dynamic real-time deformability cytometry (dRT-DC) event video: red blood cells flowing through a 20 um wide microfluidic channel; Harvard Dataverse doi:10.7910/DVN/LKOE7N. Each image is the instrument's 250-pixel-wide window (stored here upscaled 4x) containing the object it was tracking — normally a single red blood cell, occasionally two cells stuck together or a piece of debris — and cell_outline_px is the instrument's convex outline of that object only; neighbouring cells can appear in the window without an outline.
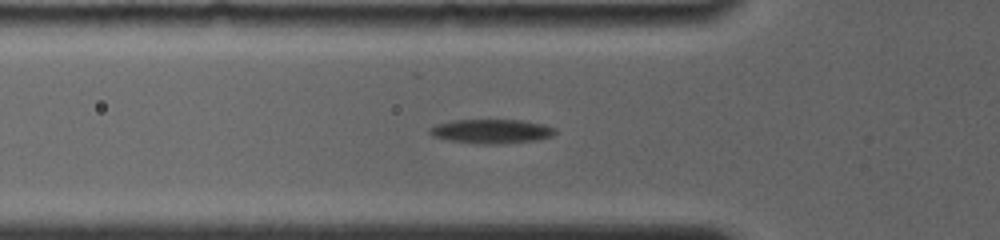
{"species": "common noctule bat (a hibernating species)", "species_latin": "Nyctalus noctula", "temperature_condition": "room temperature", "stored_images_in_passage": 34, "camera_frame_rate_fps": 4000, "um_per_image_px": 0.085, "animal": {"sex": "female", "body_mass_g": 19.0, "forearm_length_mm": 56.7}, "frame": {"image": 1, "passage_image": 9, "time_ms": 3.25, "image_size_px": [1000, 240], "cell_outline_px": [[556, 132], [552, 136], [540, 140], [496, 144], [476, 144], [452, 140], [432, 136], [428, 132], [428, 128], [436, 124], [452, 120], [520, 120], [544, 124], [556, 128]], "centroid_in_image_um": [41.79, 11.16], "position_along_channel_um": 84.0, "area_um2": 17.8}}
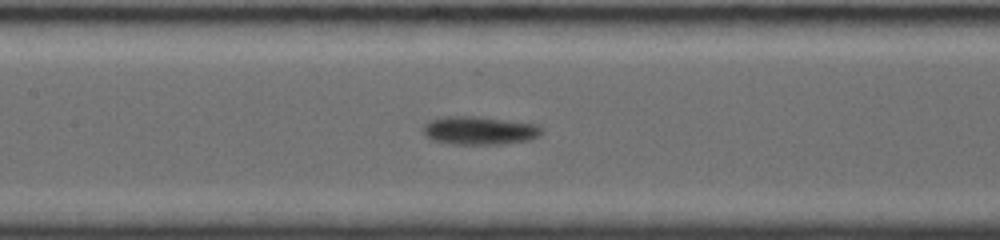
{"frame": {"image": 2, "passage_image": 14, "time_ms": 5.5, "image_size_px": [1000, 240], "cell_outline_px": [[540, 132], [536, 136], [528, 140], [500, 144], [452, 144], [432, 140], [424, 132], [424, 124], [428, 120], [444, 116], [480, 116], [540, 124]], "centroid_in_image_um": [40.73, 11.07], "position_along_channel_um": 166.7, "area_um2": 19.54}}
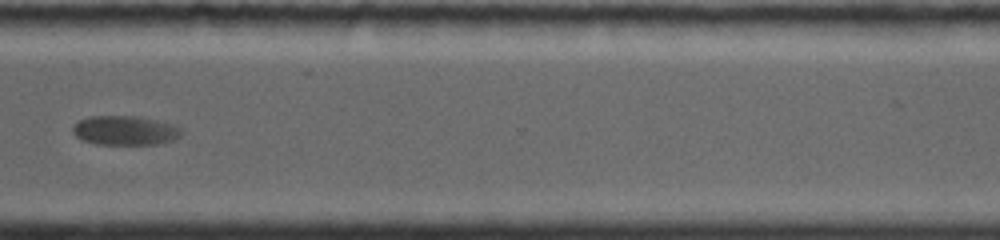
{"frame": {"image": 3, "passage_image": 24, "time_ms": 10.75, "image_size_px": [1000, 240], "cell_outline_px": [[184, 132], [180, 136], [172, 140], [156, 144], [96, 144], [84, 140], [76, 136], [72, 132], [72, 128], [80, 120], [88, 116], [140, 116], [176, 124], [184, 128]], "centroid_in_image_um": [10.7, 11.07], "position_along_channel_um": 359.9, "area_um2": 18.79}, "authors_computed_cell_mechanics": {"area_um2": 18.7561, "velocity_mm_per_s": 3.6728, "shape_relaxation_time_tau1_ms": 2.6751, "shape_relaxation_time_tau2_ms": null, "deformation_change_tau1": 0.104, "deformation_change_tau2": null}}